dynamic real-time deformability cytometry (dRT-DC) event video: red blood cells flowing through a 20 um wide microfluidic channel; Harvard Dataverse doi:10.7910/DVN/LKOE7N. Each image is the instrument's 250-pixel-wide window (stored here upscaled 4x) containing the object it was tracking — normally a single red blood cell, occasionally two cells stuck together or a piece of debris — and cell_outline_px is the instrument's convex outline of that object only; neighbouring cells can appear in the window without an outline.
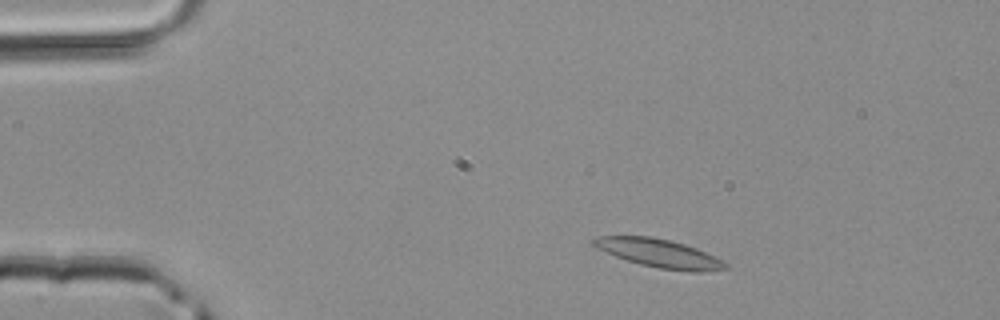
{"species": "common noctule bat (a hibernating species)", "species_latin": "Nyctalus noctula", "temperature_condition": "room temperature", "stored_images_in_passage": 3, "camera_frame_rate_fps": 3000, "um_per_image_px": 0.085, "animal": {"sex": "male", "body_mass_g": 20.4}, "frame": {"image": 1, "passage_image": 1, "time_ms": 0.0, "image_size_px": [1000, 320], "cell_outline_px": [[728, 268], [704, 272], [692, 272], [660, 268], [640, 264], [616, 256], [596, 248], [592, 244], [592, 240], [600, 236], [652, 236], [684, 244], [696, 248], [728, 264]], "centroid_in_image_um": [56.02, 21.53], "position_along_channel_um": 29.0, "area_um2": 21.44}}
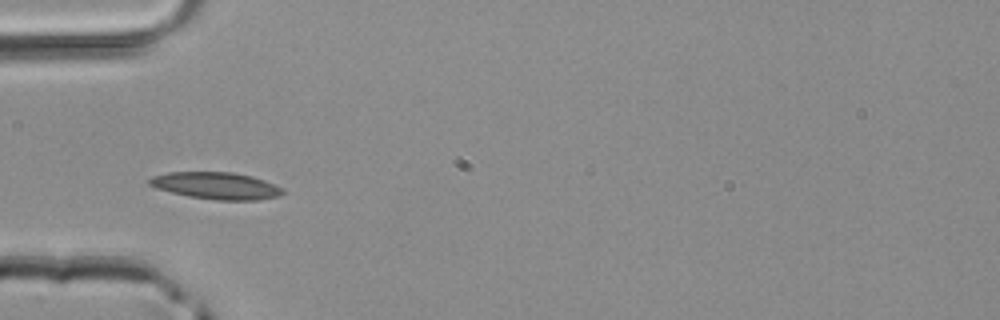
{"frame": {"image": 2, "passage_image": 3, "time_ms": 0.667, "image_size_px": [1000, 320], "cell_outline_px": [[284, 192], [280, 196], [256, 200], [216, 200], [188, 196], [156, 188], [148, 184], [148, 180], [152, 176], [168, 172], [232, 172], [252, 176], [264, 180], [284, 188]], "centroid_in_image_um": [18.39, 15.78], "position_along_channel_um": 66.6, "area_um2": 20.98}}